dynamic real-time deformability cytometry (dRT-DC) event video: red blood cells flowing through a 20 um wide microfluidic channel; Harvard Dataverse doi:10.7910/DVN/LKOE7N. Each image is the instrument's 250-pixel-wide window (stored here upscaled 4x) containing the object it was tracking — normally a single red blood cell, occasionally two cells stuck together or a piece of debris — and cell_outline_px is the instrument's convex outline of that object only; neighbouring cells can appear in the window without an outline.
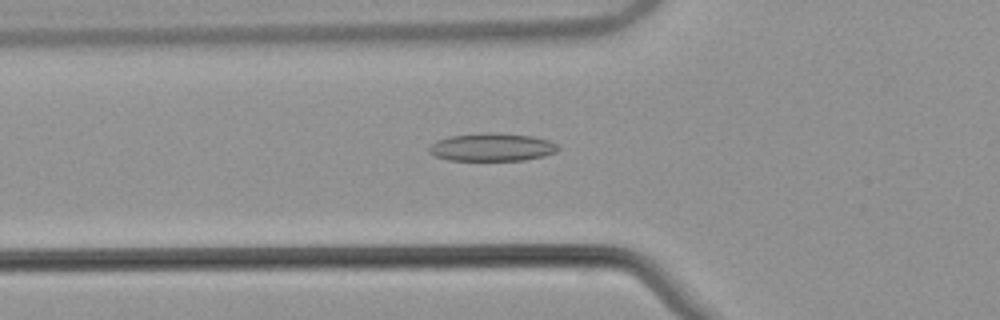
{"species": "common noctule bat (a hibernating species)", "species_latin": "Nyctalus noctula", "temperature_condition": "warm", "stored_images_in_passage": 54, "camera_frame_rate_fps": 3000, "um_per_image_px": 0.085, "animal": {"sex": "male", "body_mass_g": 21.5, "forearm_length_mm": 52.0}, "frame": {"image": 1, "passage_image": 20, "time_ms": 6.333, "image_size_px": [1000, 320], "cell_outline_px": [[560, 148], [556, 152], [544, 156], [524, 160], [448, 160], [436, 156], [428, 152], [428, 148], [436, 140], [452, 136], [488, 132], [496, 132], [532, 136], [548, 140], [556, 144]], "centroid_in_image_um": [41.82, 12.51], "position_along_channel_um": 84.0, "area_um2": 20.98}}
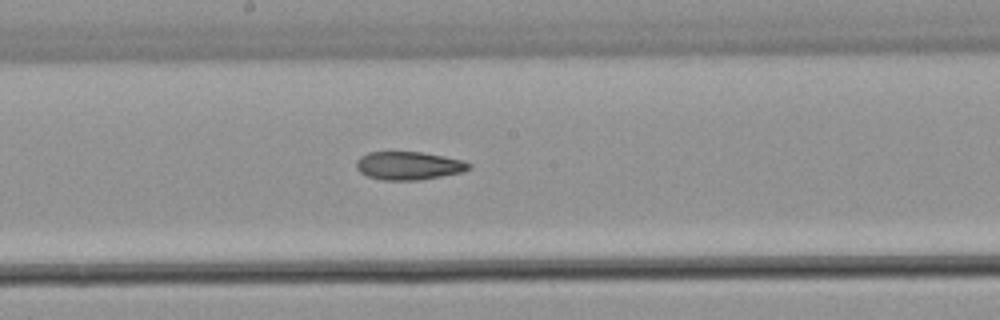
{"frame": {"image": 2, "passage_image": 30, "time_ms": 9.667, "image_size_px": [1000, 320], "cell_outline_px": [[472, 168], [460, 172], [420, 180], [380, 180], [368, 176], [360, 172], [356, 168], [356, 160], [360, 156], [368, 152], [420, 152], [444, 156], [460, 160], [472, 164]], "centroid_in_image_um": [34.7, 14.08], "position_along_channel_um": 213.5, "area_um2": 18.44}}
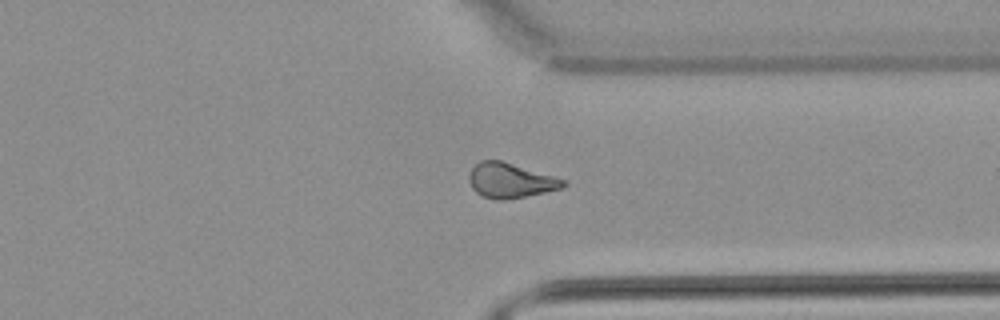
{"frame": {"image": 3, "passage_image": 42, "time_ms": 13.667, "image_size_px": [1000, 320], "cell_outline_px": [[568, 184], [560, 188], [544, 192], [504, 200], [496, 200], [484, 196], [476, 192], [472, 188], [468, 180], [468, 176], [472, 168], [480, 160], [500, 160], [552, 176], [564, 180]], "centroid_in_image_um": [43.33, 15.34], "position_along_channel_um": 368.1, "area_um2": 18.73}, "authors_computed_cell_mechanics": {"area_um2": 19.5364, "velocity_mm_per_s": 3.8734, "shape_relaxation_time_tau1_ms": null, "shape_relaxation_time_tau2_ms": 3.4909, "deformation_change_tau1": null, "deformation_change_tau2": 0.1122}}